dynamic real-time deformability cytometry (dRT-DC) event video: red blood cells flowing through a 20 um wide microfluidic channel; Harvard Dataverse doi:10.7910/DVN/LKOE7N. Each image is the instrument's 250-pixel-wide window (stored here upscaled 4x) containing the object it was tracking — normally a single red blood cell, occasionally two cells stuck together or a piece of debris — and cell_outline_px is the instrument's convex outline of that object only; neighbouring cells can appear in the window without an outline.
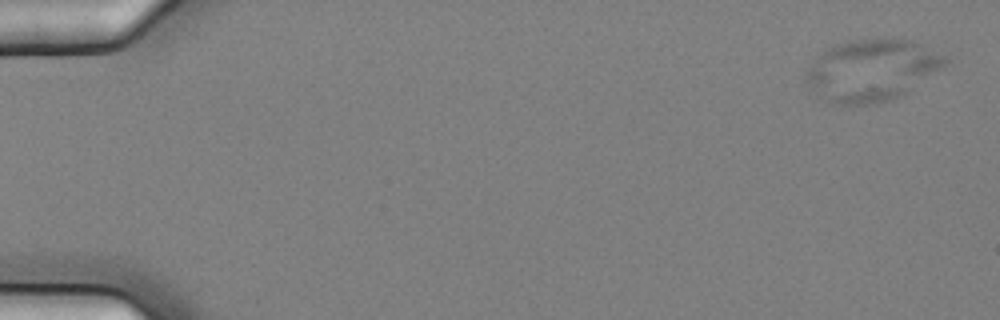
{"species": "common noctule bat (a hibernating species)", "species_latin": "Nyctalus noctula", "temperature_condition": "cold", "stored_images_in_passage": 6, "camera_frame_rate_fps": 3000, "um_per_image_px": 0.085, "animal": {"sex": "female", "body_mass_g": 25.1}, "frame": {"image": 1, "passage_image": 2, "time_ms": 0.333, "image_size_px": [1000, 320], "cell_outline_px": [[948, 60], [944, 64], [900, 96], [876, 104], [828, 104], [816, 96], [804, 80], [804, 76], [816, 52], [824, 48], [848, 40], [912, 40], [944, 56]], "centroid_in_image_um": [73.93, 5.99], "position_along_channel_um": 11.1, "area_um2": 49.59}}
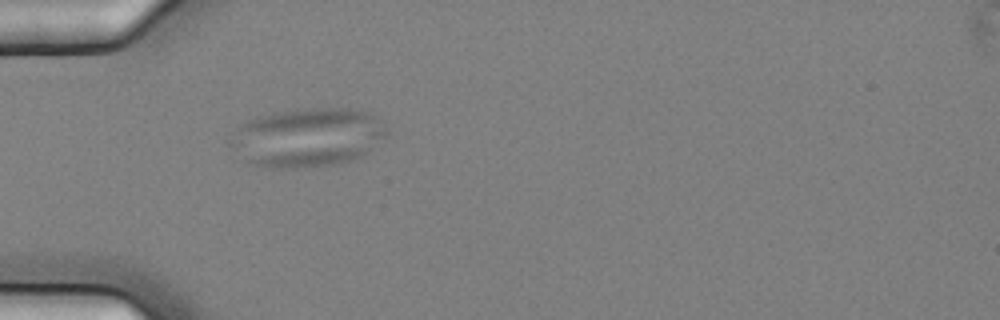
{"frame": {"image": 2, "passage_image": 6, "time_ms": 1.667, "image_size_px": [1000, 320], "cell_outline_px": [[388, 132], [384, 136], [360, 156], [344, 164], [296, 168], [276, 168], [248, 164], [228, 144], [228, 140], [236, 128], [248, 120], [256, 116], [272, 112], [312, 108], [348, 108], [372, 112], [380, 120]], "centroid_in_image_um": [26.08, 11.68], "position_along_channel_um": 58.9, "area_um2": 53.93}}